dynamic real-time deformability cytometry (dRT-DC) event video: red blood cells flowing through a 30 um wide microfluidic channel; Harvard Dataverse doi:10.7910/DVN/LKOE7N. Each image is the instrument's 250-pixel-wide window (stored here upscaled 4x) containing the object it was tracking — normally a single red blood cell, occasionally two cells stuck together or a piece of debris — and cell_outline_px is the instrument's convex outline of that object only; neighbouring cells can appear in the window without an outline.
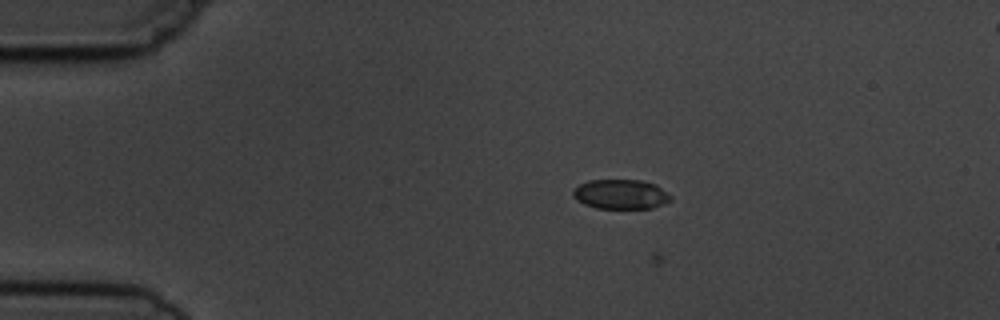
{"species": "common noctule bat (a hibernating species)", "species_latin": "Nyctalus noctula", "temperature_condition": "cold", "stored_images_in_passage": 7, "segment_of_instrument_passage": [1, 2], "camera_frame_rate_fps": 3000, "um_per_image_px": 0.085, "animal": {"sex": "male", "body_mass_g": 19.5, "forearm_length_mm": 54.6}, "frame": {"image": 1, "passage_image": 4, "time_ms": 3.333, "image_size_px": [1000, 320], "cell_outline_px": [[672, 200], [664, 204], [652, 208], [596, 208], [584, 204], [576, 200], [572, 196], [572, 192], [580, 184], [588, 180], [640, 180], [656, 184], [672, 196]], "centroid_in_image_um": [52.77, 16.51], "position_along_channel_um": 32.2, "area_um2": 16.94}}